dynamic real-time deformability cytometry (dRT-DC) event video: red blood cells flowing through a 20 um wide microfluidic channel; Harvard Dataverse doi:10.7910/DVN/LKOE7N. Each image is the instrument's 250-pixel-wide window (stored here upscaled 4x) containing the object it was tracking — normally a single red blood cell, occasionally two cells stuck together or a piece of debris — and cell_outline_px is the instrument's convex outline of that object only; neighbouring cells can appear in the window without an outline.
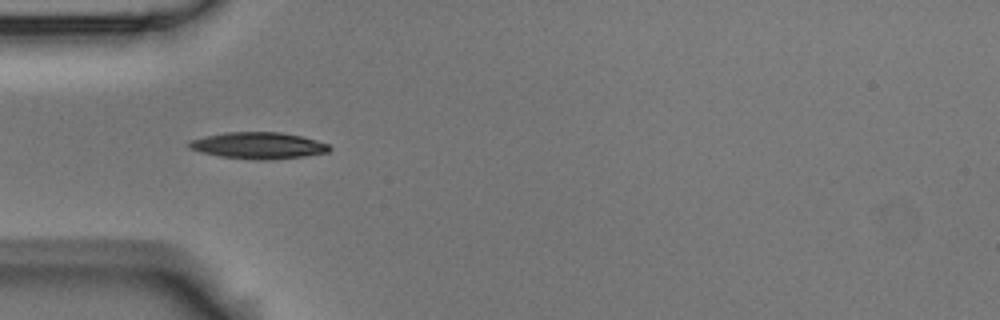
{"species": "Egyptian fruit bat (a non-hibernating species)", "species_latin": "Rousettus aegyptiacus", "temperature_condition": "room temperature", "stored_images_in_passage": 3, "camera_frame_rate_fps": 3000, "um_per_image_px": 0.085, "animal": {"sex": "male"}, "frame": {"image": 1, "passage_image": 2, "time_ms": 0.333, "image_size_px": [1000, 320], "cell_outline_px": [[332, 148], [328, 152], [304, 156], [272, 160], [256, 160], [220, 156], [200, 152], [188, 148], [188, 140], [204, 136], [224, 132], [280, 132], [300, 136], [316, 140], [328, 144]], "centroid_in_image_um": [21.92, 12.37], "position_along_channel_um": 63.1, "area_um2": 21.85}}
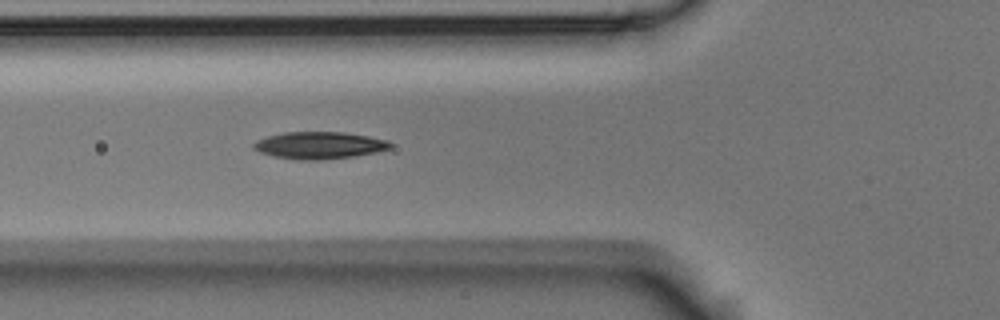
{"frame": {"image": 2, "passage_image": 3, "time_ms": 0.667, "image_size_px": [1000, 320], "cell_outline_px": [[392, 148], [376, 152], [356, 156], [316, 160], [304, 160], [276, 156], [260, 152], [252, 148], [252, 144], [256, 140], [268, 136], [284, 132], [344, 132], [368, 136], [388, 140], [392, 144]], "centroid_in_image_um": [27.16, 12.34], "position_along_channel_um": 98.6, "area_um2": 21.5}}